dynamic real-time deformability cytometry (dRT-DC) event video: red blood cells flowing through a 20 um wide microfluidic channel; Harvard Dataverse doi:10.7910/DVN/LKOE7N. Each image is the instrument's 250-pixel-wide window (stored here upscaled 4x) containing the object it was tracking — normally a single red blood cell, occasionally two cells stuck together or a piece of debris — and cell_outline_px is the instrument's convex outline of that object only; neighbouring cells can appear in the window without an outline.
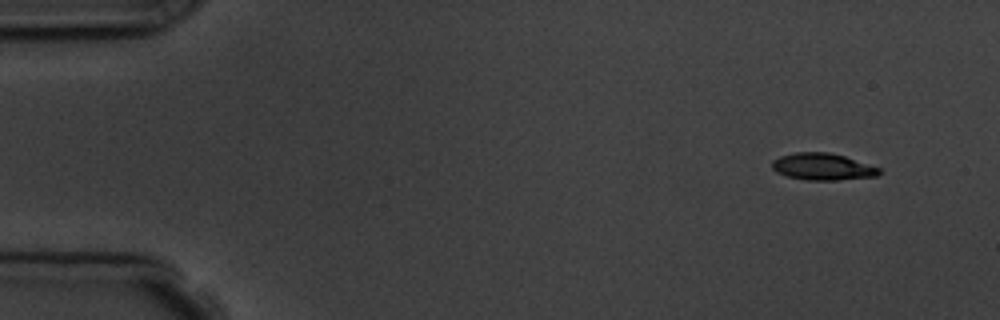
{"species": "common noctule bat (a hibernating species)", "species_latin": "Nyctalus noctula", "temperature_condition": "room temperature", "stored_images_in_passage": 6, "camera_frame_rate_fps": 3000, "um_per_image_px": 0.085, "animal": {"sex": "male", "body_mass_g": 19.5, "forearm_length_mm": 54.6}, "frame": {"image": 1, "passage_image": 1, "time_ms": 0.0, "image_size_px": [1000, 320], "cell_outline_px": [[880, 172], [876, 176], [836, 180], [808, 180], [788, 176], [776, 172], [772, 168], [772, 160], [780, 156], [796, 152], [828, 152], [844, 156], [880, 168]], "centroid_in_image_um": [69.89, 14.16], "position_along_channel_um": 15.1, "area_um2": 16.59}}
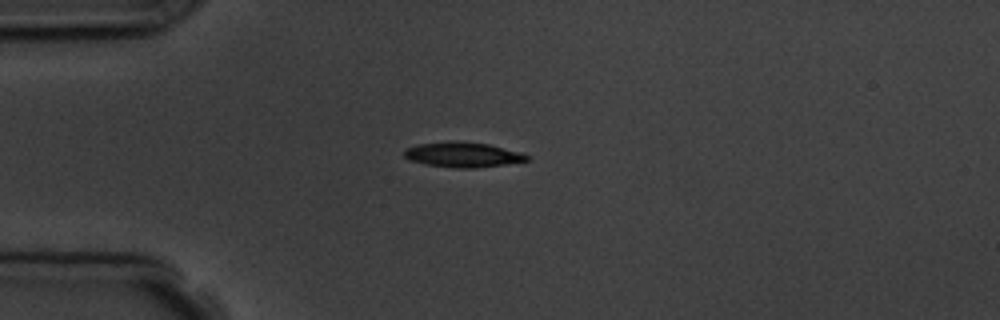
{"frame": {"image": 2, "passage_image": 4, "time_ms": 3.333, "image_size_px": [1000, 320], "cell_outline_px": [[532, 160], [504, 164], [472, 168], [456, 168], [424, 164], [408, 160], [404, 156], [404, 148], [416, 144], [448, 140], [456, 140], [488, 144], [520, 152], [528, 156]], "centroid_in_image_um": [39.27, 13.13], "position_along_channel_um": 45.7, "area_um2": 18.15}}
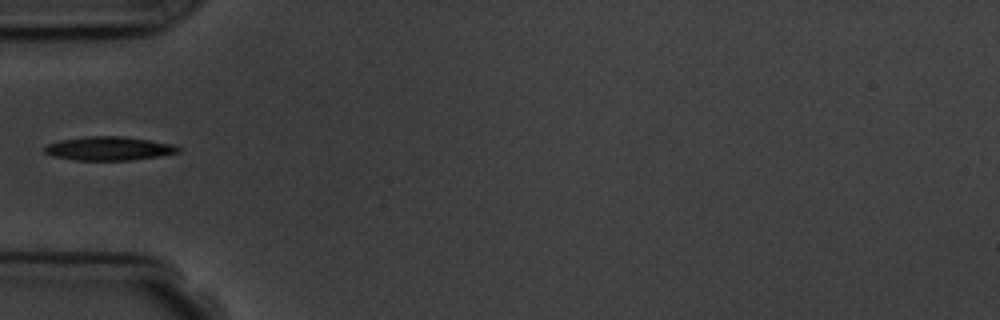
{"frame": {"image": 3, "passage_image": 5, "time_ms": 4.667, "image_size_px": [1000, 320], "cell_outline_px": [[180, 152], [160, 156], [132, 160], [76, 160], [52, 156], [44, 152], [44, 144], [60, 140], [88, 136], [124, 136], [172, 144], [180, 148]], "centroid_in_image_um": [9.22, 12.62], "position_along_channel_um": 75.8, "area_um2": 18.55}}